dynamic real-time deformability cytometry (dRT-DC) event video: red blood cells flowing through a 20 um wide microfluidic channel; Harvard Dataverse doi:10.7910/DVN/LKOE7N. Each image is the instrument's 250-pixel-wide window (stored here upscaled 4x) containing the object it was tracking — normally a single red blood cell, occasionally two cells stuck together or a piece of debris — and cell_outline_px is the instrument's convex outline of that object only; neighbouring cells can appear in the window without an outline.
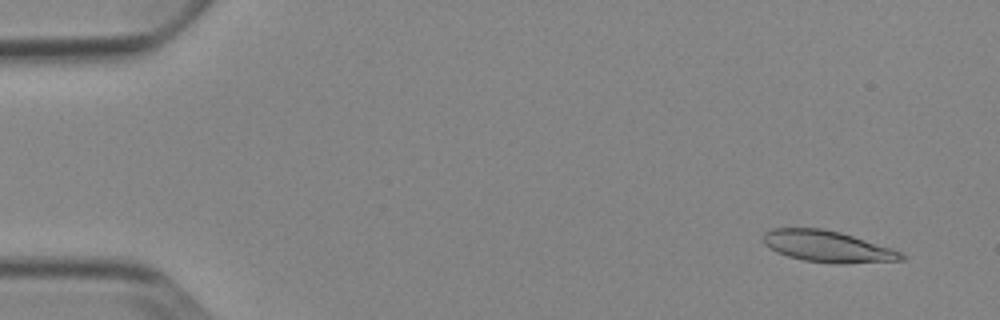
{"species": "Egyptian fruit bat (a non-hibernating species)", "species_latin": "Rousettus aegyptiacus", "temperature_condition": "cold", "stored_images_in_passage": 53, "camera_frame_rate_fps": 3000, "um_per_image_px": 0.085, "animal": {"sex": "female"}, "frame": {"image": 1, "passage_image": 4, "time_ms": 1.0, "image_size_px": [1000, 320], "cell_outline_px": [[904, 260], [844, 264], [836, 264], [804, 260], [788, 256], [776, 252], [768, 248], [764, 244], [764, 232], [772, 228], [824, 228], [840, 232], [892, 248], [900, 252], [904, 256]], "centroid_in_image_um": [70.32, 20.95], "position_along_channel_um": 14.7, "area_um2": 25.32}}
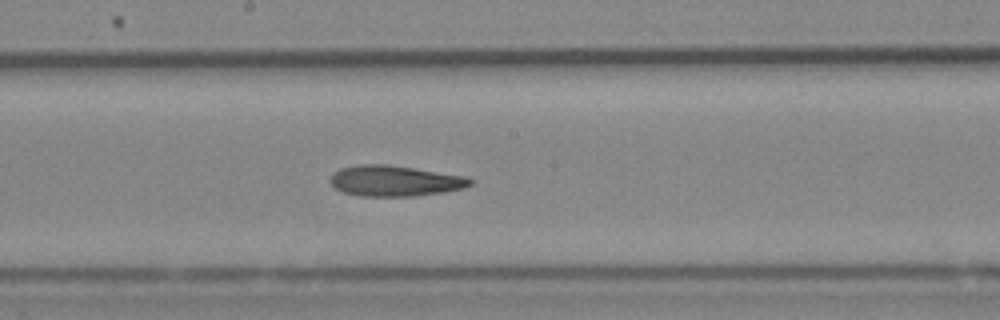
{"frame": {"image": 2, "passage_image": 29, "time_ms": 9.333, "image_size_px": [1000, 320], "cell_outline_px": [[476, 180], [472, 184], [464, 188], [444, 192], [416, 196], [360, 196], [344, 192], [336, 188], [328, 180], [332, 172], [340, 168], [360, 164], [388, 164], [464, 176]], "centroid_in_image_um": [33.55, 15.37], "position_along_channel_um": 214.6, "area_um2": 25.2}}
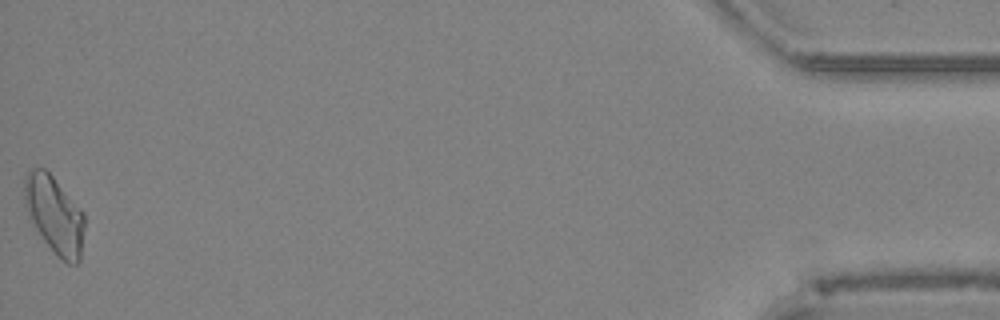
{"frame": {"image": 3, "passage_image": 53, "time_ms": 17.333, "image_size_px": [1000, 320], "cell_outline_px": [[84, 228], [80, 260], [76, 264], [68, 264], [56, 256], [44, 240], [36, 228], [28, 212], [24, 196], [24, 176], [32, 168], [44, 168], [52, 176], [84, 212]], "centroid_in_image_um": [4.65, 18.27], "position_along_channel_um": 430.6, "area_um2": 26.76}}